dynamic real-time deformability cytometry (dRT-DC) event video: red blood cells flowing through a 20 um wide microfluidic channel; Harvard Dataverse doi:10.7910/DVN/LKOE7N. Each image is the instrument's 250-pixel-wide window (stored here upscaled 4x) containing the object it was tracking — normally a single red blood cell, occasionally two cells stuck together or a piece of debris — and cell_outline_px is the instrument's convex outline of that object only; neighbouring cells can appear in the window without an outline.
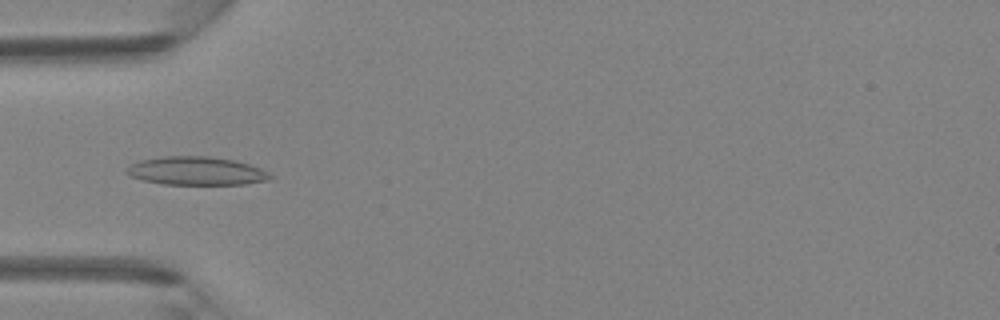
{"species": "Egyptian fruit bat (a non-hibernating species)", "species_latin": "Rousettus aegyptiacus", "temperature_condition": "room temperature", "stored_images_in_passage": 4, "camera_frame_rate_fps": 3000, "um_per_image_px": 0.085, "animal": {"sex": "female"}, "frame": {"image": 1, "passage_image": 4, "time_ms": 1.0, "image_size_px": [1000, 320], "cell_outline_px": [[276, 176], [272, 180], [244, 184], [164, 184], [144, 180], [128, 176], [124, 172], [132, 164], [140, 160], [160, 156], [208, 156], [236, 160], [260, 168]], "centroid_in_image_um": [16.73, 14.53], "position_along_channel_um": 68.3, "area_um2": 23.93}}